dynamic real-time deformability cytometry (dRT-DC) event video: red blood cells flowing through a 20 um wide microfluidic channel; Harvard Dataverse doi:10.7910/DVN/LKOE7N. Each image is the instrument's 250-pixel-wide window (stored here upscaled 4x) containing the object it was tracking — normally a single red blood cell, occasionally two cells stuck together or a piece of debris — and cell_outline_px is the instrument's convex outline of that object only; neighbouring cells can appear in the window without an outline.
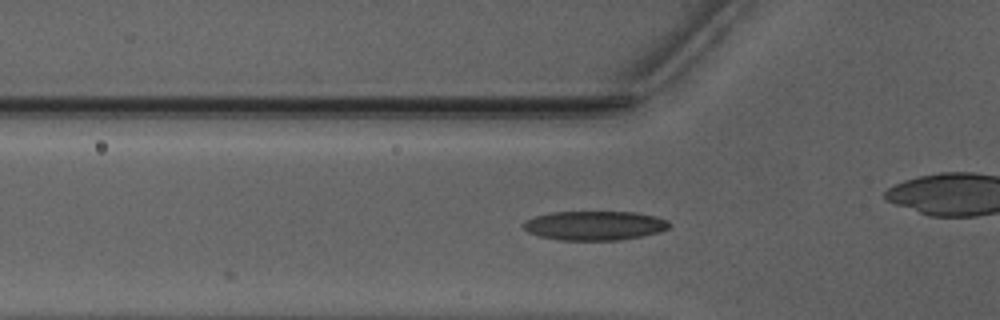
{"species": "Egyptian fruit bat (a non-hibernating species)", "species_latin": "Rousettus aegyptiacus", "temperature_condition": "warm", "stored_images_in_passage": 25, "camera_frame_rate_fps": 3000, "um_per_image_px": 0.085, "animal": {"sex": "male"}, "frame": {"image": 1, "passage_image": 2, "time_ms": 0.333, "image_size_px": [1000, 320], "cell_outline_px": [[672, 224], [668, 228], [660, 232], [620, 240], [556, 240], [540, 236], [528, 232], [520, 224], [524, 220], [536, 216], [552, 212], [636, 212], [656, 216], [668, 220]], "centroid_in_image_um": [50.54, 19.17], "position_along_channel_um": 75.3, "area_um2": 25.03}}
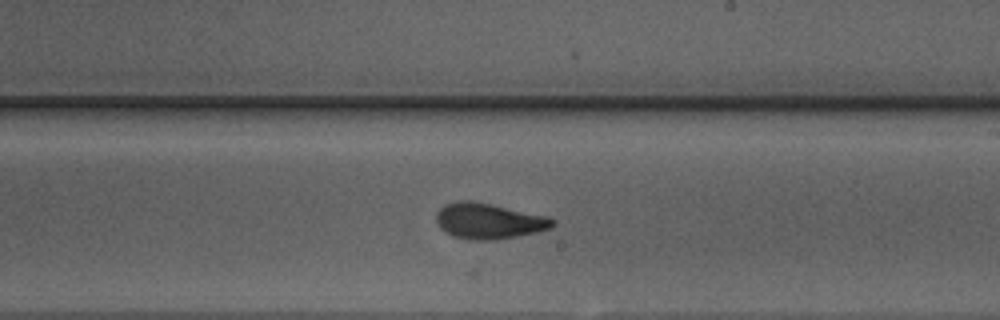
{"frame": {"image": 2, "passage_image": 15, "time_ms": 4.667, "image_size_px": [1000, 320], "cell_outline_px": [[556, 224], [552, 228], [536, 232], [496, 240], [472, 240], [452, 236], [440, 228], [436, 220], [436, 212], [444, 204], [456, 200], [472, 200], [492, 204], [548, 216], [556, 220]], "centroid_in_image_um": [41.54, 18.77], "position_along_channel_um": 247.5, "area_um2": 24.51}}
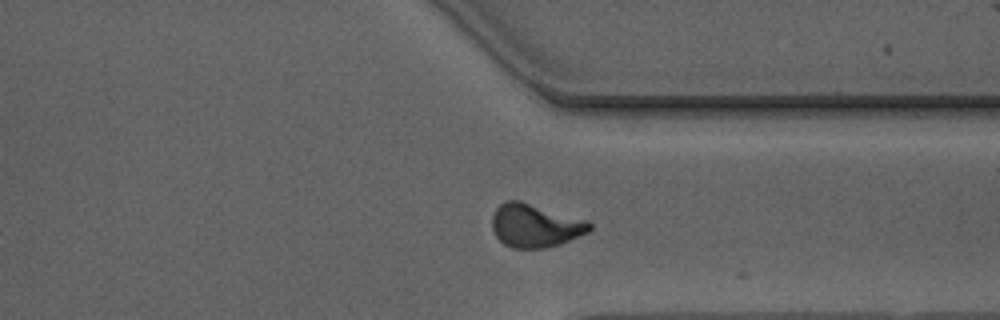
{"frame": {"image": 3, "passage_image": 24, "time_ms": 7.667, "image_size_px": [1000, 320], "cell_outline_px": [[592, 228], [588, 232], [560, 244], [544, 248], [512, 248], [504, 244], [496, 236], [492, 228], [492, 216], [496, 208], [500, 204], [508, 200], [520, 200], [588, 220], [592, 224]], "centroid_in_image_um": [45.49, 19.17], "position_along_channel_um": 365.9, "area_um2": 24.68}}